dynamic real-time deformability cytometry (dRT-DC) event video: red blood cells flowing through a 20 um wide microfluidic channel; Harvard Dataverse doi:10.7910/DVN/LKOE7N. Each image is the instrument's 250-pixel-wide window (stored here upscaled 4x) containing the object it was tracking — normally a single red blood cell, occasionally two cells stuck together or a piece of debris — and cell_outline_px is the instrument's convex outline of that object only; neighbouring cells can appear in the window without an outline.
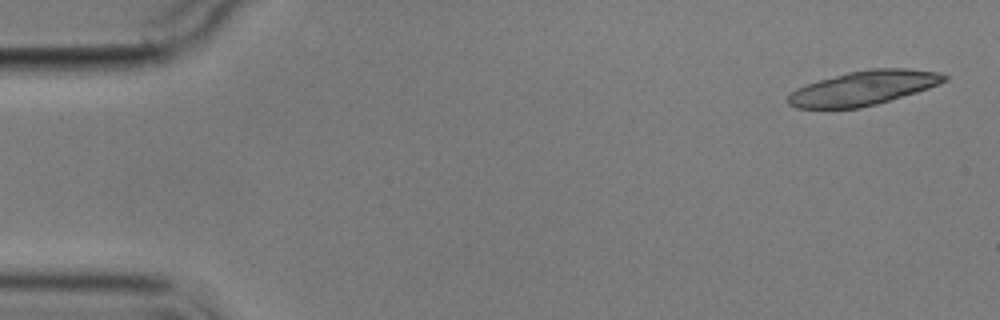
{"species": "common noctule bat (a hibernating species)", "species_latin": "Nyctalus noctula", "temperature_condition": "cold", "stored_images_in_passage": 12, "camera_frame_rate_fps": 3000, "um_per_image_px": 0.085, "animal": {"sex": "male", "body_mass_g": 17.9}, "frame": {"image": 1, "passage_image": 1, "time_ms": 0.0, "image_size_px": [1000, 320], "cell_outline_px": [[948, 80], [940, 84], [916, 92], [876, 104], [860, 108], [796, 108], [788, 104], [788, 96], [796, 88], [820, 80], [848, 72], [868, 68], [904, 68], [940, 72], [948, 76]], "centroid_in_image_um": [73.43, 7.47], "position_along_channel_um": 11.6, "area_um2": 31.1}}
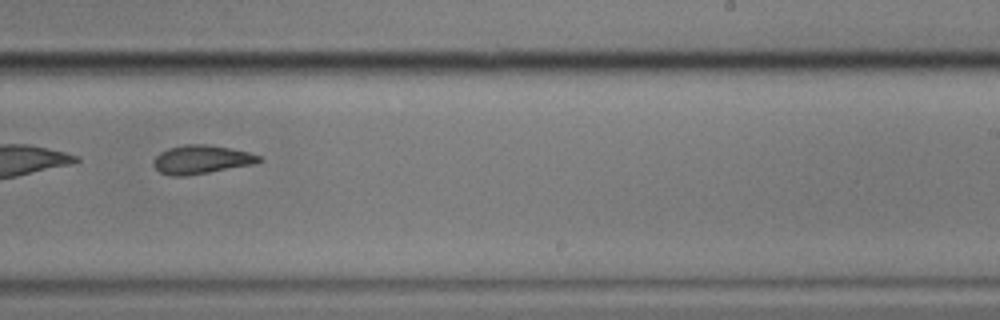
{"frame": {"image": 2, "passage_image": 9, "time_ms": 11.0, "image_size_px": [1000, 320], "cell_outline_px": [[264, 160], [256, 164], [184, 176], [168, 176], [160, 172], [152, 164], [152, 160], [160, 152], [168, 148], [184, 144], [204, 144], [228, 148], [248, 152], [260, 156]], "centroid_in_image_um": [17.1, 13.56], "position_along_channel_um": 271.9, "area_um2": 17.63}}
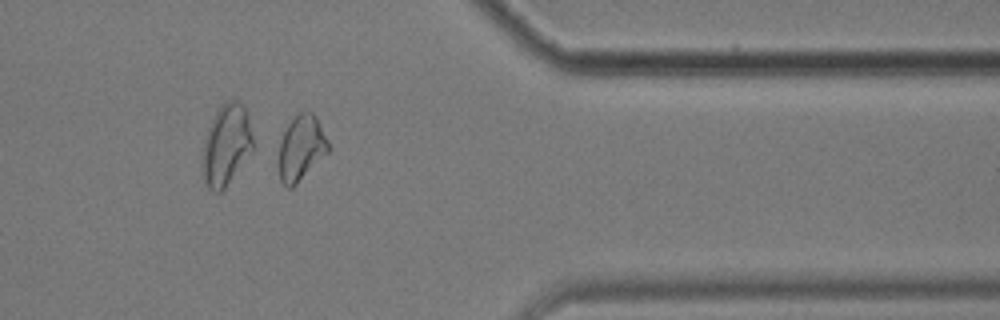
{"frame": {"image": 3, "passage_image": 12, "time_ms": 14.667, "image_size_px": [1000, 320], "cell_outline_px": [[332, 148], [292, 188], [288, 188], [280, 180], [280, 140], [292, 116], [300, 112], [312, 112], [316, 116]], "centroid_in_image_um": [25.63, 12.54], "position_along_channel_um": 385.8, "area_um2": 18.67}, "authors_computed_cell_mechanics": {"area_um2": 18.0914, "velocity_mm_per_s": 3.5209, "shape_relaxation_time_tau1_ms": null, "shape_relaxation_time_tau2_ms": 4.5592, "deformation_change_tau1": null, "deformation_change_tau2": 0.1223}}